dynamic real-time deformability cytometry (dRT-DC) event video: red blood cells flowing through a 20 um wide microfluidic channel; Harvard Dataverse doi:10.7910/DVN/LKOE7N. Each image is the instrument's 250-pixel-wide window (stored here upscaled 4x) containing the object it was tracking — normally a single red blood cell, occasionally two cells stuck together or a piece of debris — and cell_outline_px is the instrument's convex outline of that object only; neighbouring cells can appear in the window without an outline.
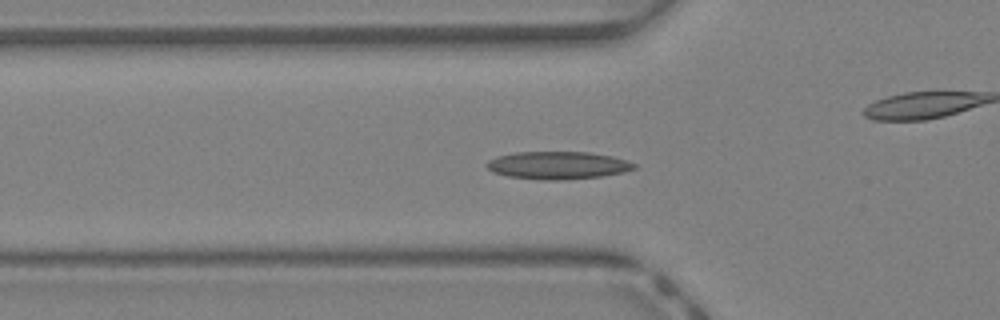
{"species": "Egyptian fruit bat (a non-hibernating species)", "species_latin": "Rousettus aegyptiacus", "temperature_condition": "warm", "stored_images_in_passage": 45, "camera_frame_rate_fps": 3000, "um_per_image_px": 0.085, "animal": {"sex": "female"}, "frame": {"image": 1, "passage_image": 16, "time_ms": 5.0, "image_size_px": [1000, 320], "cell_outline_px": [[636, 168], [624, 172], [600, 176], [560, 180], [544, 180], [508, 176], [492, 172], [488, 168], [488, 160], [496, 156], [516, 152], [588, 152], [612, 156], [636, 164]], "centroid_in_image_um": [47.4, 14.05], "position_along_channel_um": 78.4, "area_um2": 23.58}}
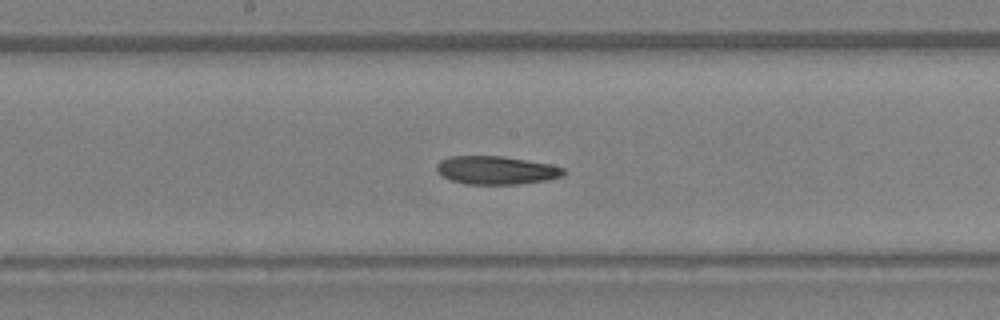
{"frame": {"image": 2, "passage_image": 24, "time_ms": 7.667, "image_size_px": [1000, 320], "cell_outline_px": [[564, 172], [560, 176], [548, 180], [520, 184], [468, 184], [452, 180], [444, 176], [436, 168], [436, 164], [440, 160], [448, 156], [500, 156], [548, 164], [564, 168]], "centroid_in_image_um": [42.15, 14.47], "position_along_channel_um": 206.0, "area_um2": 20.58}}
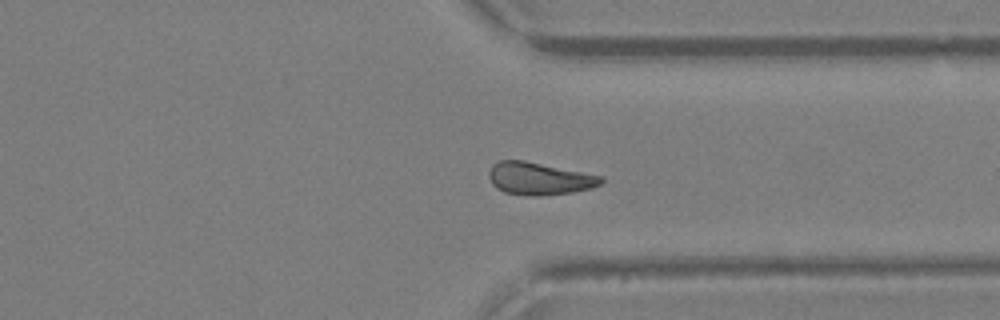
{"frame": {"image": 3, "passage_image": 34, "time_ms": 11.0, "image_size_px": [1000, 320], "cell_outline_px": [[604, 180], [600, 184], [592, 188], [572, 192], [540, 196], [536, 196], [504, 192], [496, 188], [492, 184], [488, 176], [488, 172], [492, 164], [496, 160], [524, 160], [604, 176]], "centroid_in_image_um": [45.82, 15.17], "position_along_channel_um": 365.6, "area_um2": 21.39}, "authors_computed_cell_mechanics": {"area_um2": 21.4438, "velocity_mm_per_s": 4.78, "shape_relaxation_time_tau1_ms": null, "shape_relaxation_time_tau2_ms": 7.7908, "deformation_change_tau1": null, "deformation_change_tau2": 0.1728}}